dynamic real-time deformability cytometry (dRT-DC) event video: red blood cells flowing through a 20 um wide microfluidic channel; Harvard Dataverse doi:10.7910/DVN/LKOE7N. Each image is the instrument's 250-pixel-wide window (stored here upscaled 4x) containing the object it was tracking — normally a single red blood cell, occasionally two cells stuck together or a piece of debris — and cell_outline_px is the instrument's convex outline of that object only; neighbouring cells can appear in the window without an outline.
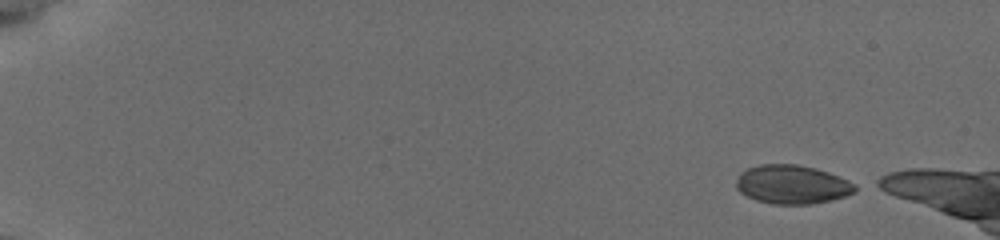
{"species": "common noctule bat (a hibernating species)", "species_latin": "Nyctalus noctula", "temperature_condition": "cold", "stored_images_in_passage": 11, "camera_frame_rate_fps": 3000, "um_per_image_px": 0.085, "animal": {"sex": "female", "body_mass_g": 19.5, "forearm_length_mm": 54.1}, "frame": {"image": 1, "passage_image": 1, "time_ms": 0.0, "image_size_px": [1000, 240], "cell_outline_px": [[856, 192], [832, 200], [812, 204], [772, 204], [756, 200], [740, 192], [736, 188], [736, 180], [740, 172], [748, 168], [760, 164], [796, 164], [816, 168], [828, 172], [848, 180], [856, 184]], "centroid_in_image_um": [67.33, 15.68], "position_along_channel_um": 17.7, "area_um2": 26.99}}
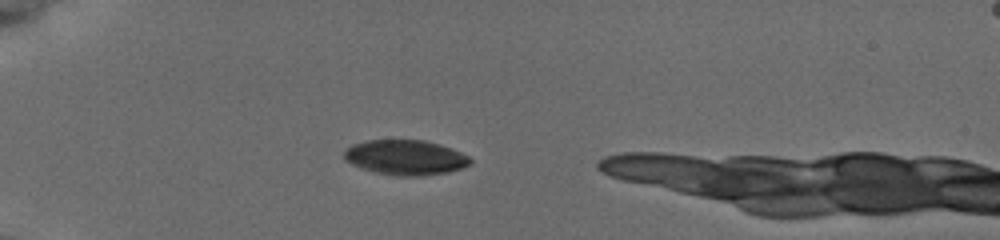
{"frame": {"image": 2, "passage_image": 7, "time_ms": 4.0, "image_size_px": [1000, 240], "cell_outline_px": [[472, 164], [464, 168], [448, 172], [424, 176], [396, 176], [372, 172], [360, 168], [344, 160], [344, 152], [352, 144], [364, 140], [424, 140], [440, 144], [452, 148], [468, 156], [472, 160]], "centroid_in_image_um": [34.47, 13.39], "position_along_channel_um": 50.5, "area_um2": 26.13}}
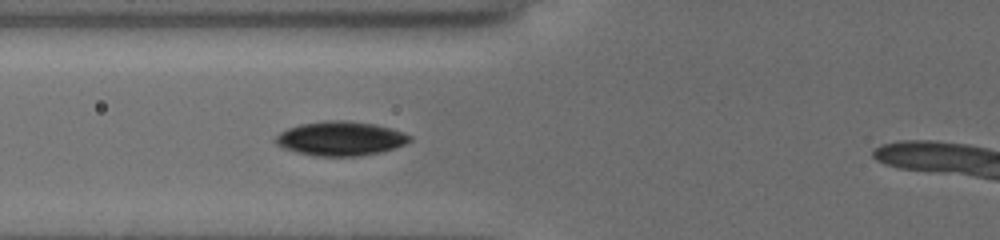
{"frame": {"image": 3, "passage_image": 11, "time_ms": 6.0, "image_size_px": [1000, 240], "cell_outline_px": [[412, 140], [396, 148], [380, 152], [360, 156], [312, 156], [280, 148], [272, 140], [280, 132], [288, 128], [300, 124], [324, 120], [348, 120], [376, 124], [392, 128], [404, 132], [412, 136]], "centroid_in_image_um": [28.93, 11.77], "position_along_channel_um": 96.9, "area_um2": 27.28}}